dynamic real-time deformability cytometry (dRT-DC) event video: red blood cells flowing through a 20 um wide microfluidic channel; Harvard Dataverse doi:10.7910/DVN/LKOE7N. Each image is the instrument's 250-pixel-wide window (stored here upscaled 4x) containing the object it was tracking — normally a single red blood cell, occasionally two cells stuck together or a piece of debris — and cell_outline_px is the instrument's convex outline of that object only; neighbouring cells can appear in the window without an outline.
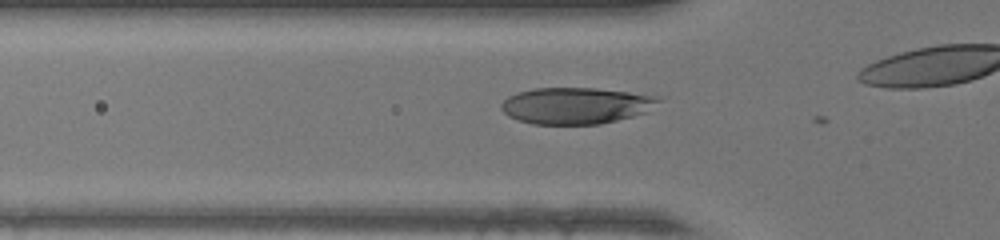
{"species": "human", "species_latin": "Homo sapiens", "temperature_condition": "warm", "stored_images_in_passage": 27, "camera_frame_rate_fps": 3000, "um_per_image_px": 0.085, "donor": {"sex": "female"}, "frame": {"image": 1, "passage_image": 5, "time_ms": 1.333, "image_size_px": [1000, 240], "cell_outline_px": [[660, 100], [648, 112], [600, 124], [532, 124], [508, 116], [500, 108], [500, 104], [508, 96], [516, 92], [532, 88], [596, 88], [628, 92], [656, 96]], "centroid_in_image_um": [48.91, 8.97], "position_along_channel_um": 76.9, "area_um2": 33.35}}
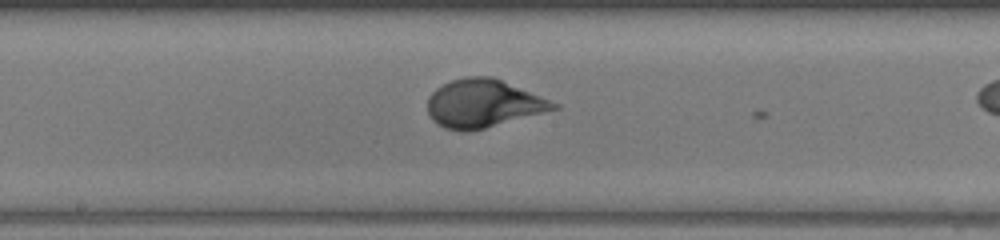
{"frame": {"image": 2, "passage_image": 14, "time_ms": 4.333, "image_size_px": [1000, 240], "cell_outline_px": [[560, 108], [484, 128], [468, 132], [460, 132], [444, 128], [436, 124], [432, 120], [428, 112], [428, 96], [436, 88], [452, 80], [464, 76], [492, 76], [560, 104]], "centroid_in_image_um": [41.05, 8.8], "position_along_channel_um": 207.2, "area_um2": 35.26}}
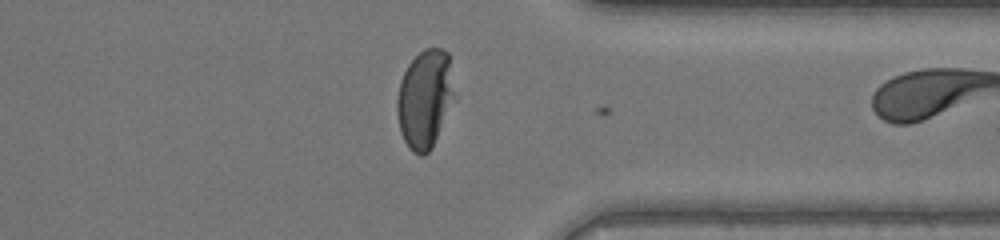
{"frame": {"image": 3, "passage_image": 26, "time_ms": 8.333, "image_size_px": [1000, 240], "cell_outline_px": [[452, 92], [432, 148], [424, 156], [420, 156], [412, 152], [408, 148], [400, 132], [396, 112], [396, 100], [400, 80], [408, 64], [424, 48], [444, 48], [448, 52]], "centroid_in_image_um": [36.01, 8.4], "position_along_channel_um": 375.4, "area_um2": 31.79}}